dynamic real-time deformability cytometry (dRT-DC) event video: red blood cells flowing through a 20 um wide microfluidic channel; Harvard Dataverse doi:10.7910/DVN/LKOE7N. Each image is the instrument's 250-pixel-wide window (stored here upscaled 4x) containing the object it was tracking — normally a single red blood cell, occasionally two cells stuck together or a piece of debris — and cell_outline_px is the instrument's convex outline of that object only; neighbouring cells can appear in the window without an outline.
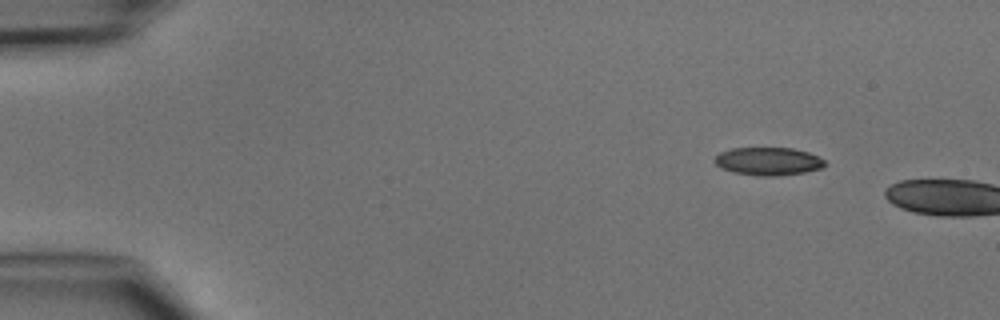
{"species": "common noctule bat (a hibernating species)", "species_latin": "Nyctalus noctula", "temperature_condition": "cold", "stored_images_in_passage": 2, "camera_frame_rate_fps": 3000, "um_per_image_px": 0.085, "animal": {"sex": "male", "body_mass_g": 15.6}, "frame": {"image": 1, "passage_image": 1, "time_ms": 0.0, "image_size_px": [1000, 320], "cell_outline_px": [[828, 164], [820, 168], [804, 172], [776, 176], [764, 176], [732, 172], [720, 168], [712, 160], [720, 152], [732, 148], [792, 148], [808, 152], [824, 160]], "centroid_in_image_um": [65.27, 13.71], "position_along_channel_um": 19.7, "area_um2": 17.92}}